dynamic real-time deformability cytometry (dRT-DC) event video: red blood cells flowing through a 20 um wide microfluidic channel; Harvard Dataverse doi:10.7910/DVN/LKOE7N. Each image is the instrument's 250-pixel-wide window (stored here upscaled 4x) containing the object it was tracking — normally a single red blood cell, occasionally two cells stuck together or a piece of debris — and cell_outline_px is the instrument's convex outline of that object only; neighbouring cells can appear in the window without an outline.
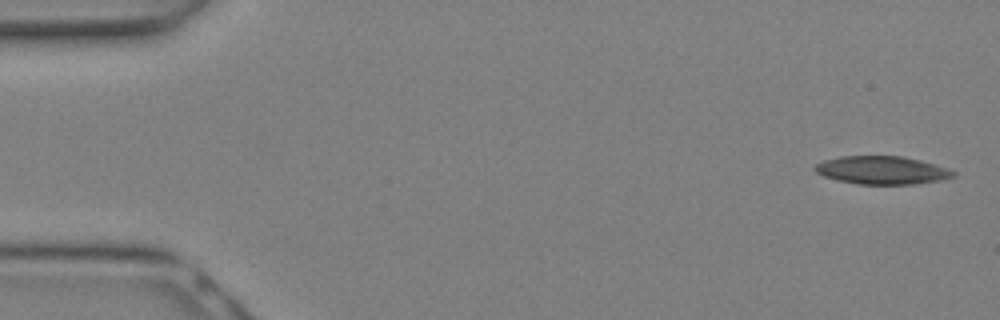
{"species": "Egyptian fruit bat (a non-hibernating species)", "species_latin": "Rousettus aegyptiacus", "temperature_condition": "warm", "stored_images_in_passage": 7, "camera_frame_rate_fps": 3000, "um_per_image_px": 0.085, "animal": {"sex": "female"}, "frame": {"image": 1, "passage_image": 1, "time_ms": 0.0, "image_size_px": [1000, 320], "cell_outline_px": [[956, 176], [940, 180], [916, 184], [856, 184], [836, 180], [824, 176], [816, 172], [812, 168], [816, 164], [824, 160], [840, 156], [904, 156], [920, 160], [948, 168], [956, 172]], "centroid_in_image_um": [74.96, 14.47], "position_along_channel_um": 10.0, "area_um2": 22.77}}